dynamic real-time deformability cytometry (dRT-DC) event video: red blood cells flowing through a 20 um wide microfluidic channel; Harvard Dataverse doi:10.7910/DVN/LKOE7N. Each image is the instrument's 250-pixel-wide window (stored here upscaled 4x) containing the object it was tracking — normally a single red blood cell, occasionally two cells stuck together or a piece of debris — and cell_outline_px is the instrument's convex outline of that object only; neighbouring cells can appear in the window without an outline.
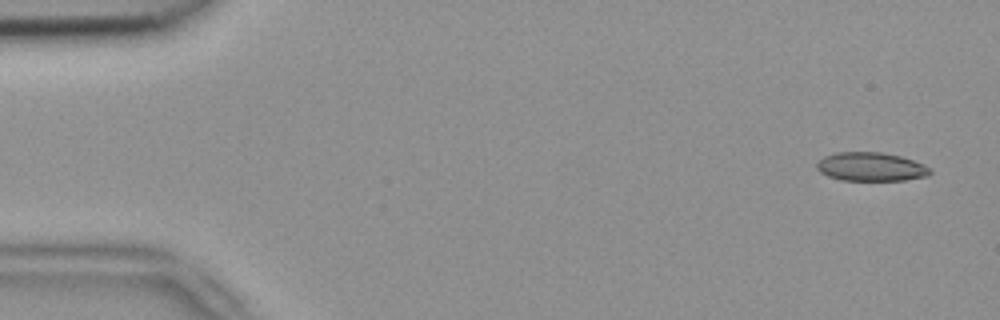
{"species": "common noctule bat (a hibernating species)", "species_latin": "Nyctalus noctula", "temperature_condition": "room temperature", "stored_images_in_passage": 5, "camera_frame_rate_fps": 3000, "um_per_image_px": 0.085, "animal": {"sex": "female", "body_mass_g": 18.4}, "frame": {"image": 1, "passage_image": 1, "time_ms": 0.0, "image_size_px": [1000, 320], "cell_outline_px": [[932, 172], [928, 176], [904, 180], [840, 180], [828, 176], [820, 172], [816, 168], [816, 164], [824, 156], [836, 152], [880, 152], [900, 156], [924, 164], [932, 168]], "centroid_in_image_um": [74.04, 14.17], "position_along_channel_um": 11.0, "area_um2": 19.02}}
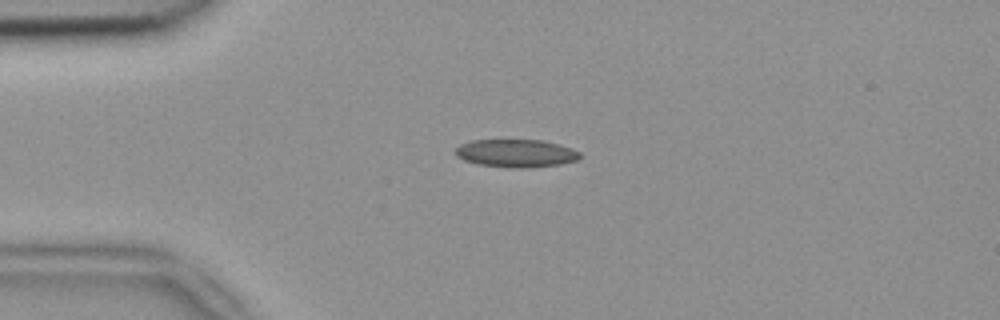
{"frame": {"image": 2, "passage_image": 4, "time_ms": 1.0, "image_size_px": [1000, 320], "cell_outline_px": [[580, 156], [576, 160], [560, 164], [528, 168], [512, 168], [476, 164], [464, 160], [456, 156], [456, 148], [460, 144], [472, 140], [540, 140], [572, 148], [580, 152]], "centroid_in_image_um": [43.83, 13.03], "position_along_channel_um": 41.2, "area_um2": 20.17}}